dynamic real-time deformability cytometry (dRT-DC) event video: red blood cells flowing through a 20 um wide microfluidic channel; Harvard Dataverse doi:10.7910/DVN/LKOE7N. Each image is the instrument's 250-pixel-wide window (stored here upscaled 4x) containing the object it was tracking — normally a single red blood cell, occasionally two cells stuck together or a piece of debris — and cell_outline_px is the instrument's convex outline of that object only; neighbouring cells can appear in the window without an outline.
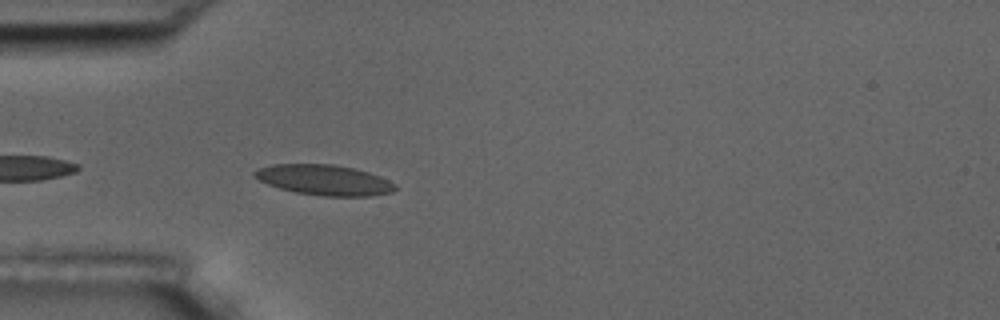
{"species": "common noctule bat (a hibernating species)", "species_latin": "Nyctalus noctula", "temperature_condition": "room temperature", "stored_images_in_passage": 17, "camera_frame_rate_fps": 3000, "um_per_image_px": 0.085, "animal": {"sex": "male", "body_mass_g": 17.5, "forearm_length_mm": 52.3}, "frame": {"image": 1, "passage_image": 3, "time_ms": 0.667, "image_size_px": [1000, 320], "cell_outline_px": [[396, 188], [392, 192], [372, 196], [324, 196], [296, 192], [280, 188], [268, 184], [252, 176], [252, 172], [260, 168], [272, 164], [332, 164], [352, 168], [368, 172], [388, 180], [396, 184]], "centroid_in_image_um": [27.55, 15.3], "position_along_channel_um": 57.5, "area_um2": 24.74}}